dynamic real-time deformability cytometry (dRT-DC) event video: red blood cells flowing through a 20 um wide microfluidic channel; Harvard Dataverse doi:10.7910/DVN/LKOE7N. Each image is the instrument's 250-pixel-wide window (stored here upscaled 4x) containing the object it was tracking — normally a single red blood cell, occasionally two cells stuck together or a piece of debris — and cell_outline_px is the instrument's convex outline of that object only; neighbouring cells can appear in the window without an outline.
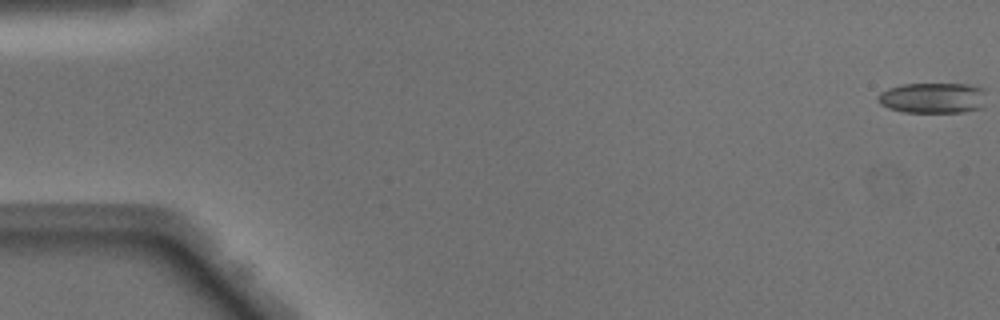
{"species": "Egyptian fruit bat (a non-hibernating species)", "species_latin": "Rousettus aegyptiacus", "temperature_condition": "warm", "stored_images_in_passage": 47, "camera_frame_rate_fps": 3000, "um_per_image_px": 0.085, "animal": {"sex": "male"}, "frame": {"image": 1, "passage_image": 1, "time_ms": 0.0, "image_size_px": [1000, 320], "cell_outline_px": [[984, 108], [964, 112], [900, 112], [888, 108], [880, 104], [876, 100], [876, 96], [880, 92], [888, 88], [904, 84], [968, 84], [984, 88]], "centroid_in_image_um": [79.28, 8.33], "position_along_channel_um": 5.7, "area_um2": 19.65}}
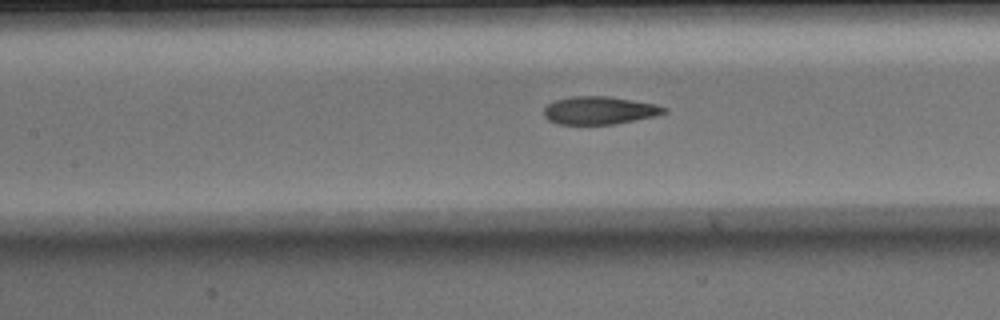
{"frame": {"image": 2, "passage_image": 23, "time_ms": 7.333, "image_size_px": [1000, 320], "cell_outline_px": [[668, 112], [656, 116], [616, 124], [560, 124], [548, 120], [544, 116], [544, 108], [548, 104], [556, 100], [572, 96], [608, 96], [656, 104], [668, 108]], "centroid_in_image_um": [50.99, 9.38], "position_along_channel_um": 156.4, "area_um2": 19.59}}
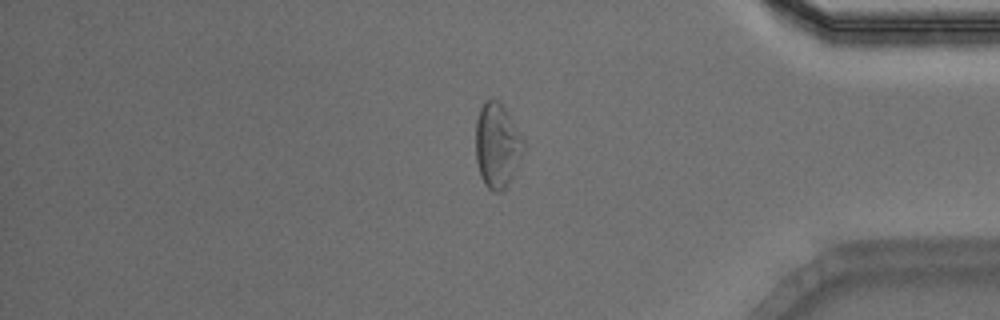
{"frame": {"image": 3, "passage_image": 42, "time_ms": 13.667, "image_size_px": [1000, 320], "cell_outline_px": [[524, 152], [508, 184], [500, 192], [492, 192], [484, 184], [480, 176], [476, 160], [476, 120], [480, 108], [484, 100], [496, 100], [508, 112], [524, 140]], "centroid_in_image_um": [42.25, 12.38], "position_along_channel_um": 392.9, "area_um2": 23.58}}